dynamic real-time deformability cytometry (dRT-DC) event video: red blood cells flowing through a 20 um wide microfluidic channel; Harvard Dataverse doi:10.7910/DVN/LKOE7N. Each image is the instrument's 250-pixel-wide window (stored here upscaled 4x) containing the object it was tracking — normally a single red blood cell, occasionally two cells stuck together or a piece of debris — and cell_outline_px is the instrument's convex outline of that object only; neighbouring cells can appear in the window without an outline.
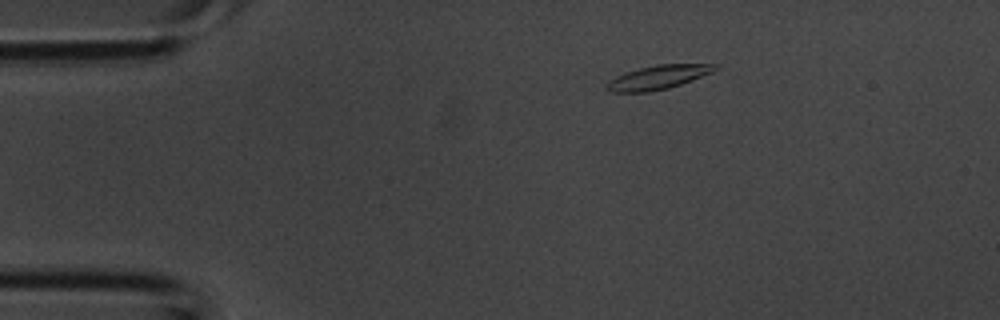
{"species": "common noctule bat (a hibernating species)", "species_latin": "Nyctalus noctula", "temperature_condition": "room temperature", "stored_images_in_passage": 3, "camera_frame_rate_fps": 3000, "um_per_image_px": 0.085, "animal": {"sex": "male", "body_mass_g": 20.1, "forearm_length_mm": 53.5}, "frame": {"image": 1, "passage_image": 3, "time_ms": 0.667, "image_size_px": [1000, 320], "cell_outline_px": [[720, 68], [712, 72], [692, 80], [668, 88], [648, 92], [612, 92], [604, 88], [604, 84], [608, 80], [624, 72], [656, 64], [720, 64]], "centroid_in_image_um": [55.91, 6.56], "position_along_channel_um": 29.1, "area_um2": 15.26}}